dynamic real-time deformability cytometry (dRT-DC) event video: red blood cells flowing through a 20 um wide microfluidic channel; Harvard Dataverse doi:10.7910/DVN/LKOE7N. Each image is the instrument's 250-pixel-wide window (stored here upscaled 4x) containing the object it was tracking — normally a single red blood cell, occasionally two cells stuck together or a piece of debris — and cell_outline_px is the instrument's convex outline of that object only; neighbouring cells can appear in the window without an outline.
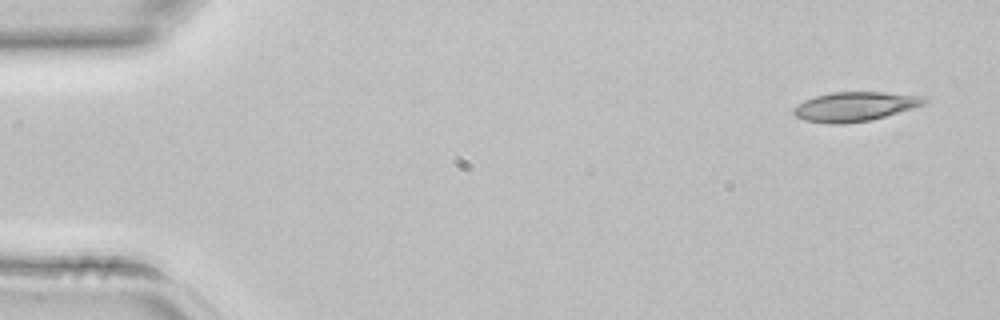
{"species": "common noctule bat (a hibernating species)", "species_latin": "Nyctalus noctula", "temperature_condition": "room temperature", "stored_images_in_passage": 3, "camera_frame_rate_fps": 3000, "um_per_image_px": 0.085, "animal": {"sex": "female", "body_mass_g": 22.7, "forearm_length_mm": 54.2}, "frame": {"image": 1, "passage_image": 1, "time_ms": 0.0, "image_size_px": [1000, 320], "cell_outline_px": [[928, 100], [924, 104], [912, 108], [872, 120], [840, 124], [828, 124], [804, 120], [796, 116], [792, 112], [792, 108], [804, 100], [816, 96], [832, 92], [884, 92], [928, 96]], "centroid_in_image_um": [72.67, 9.05], "position_along_channel_um": 12.3, "area_um2": 22.48}}
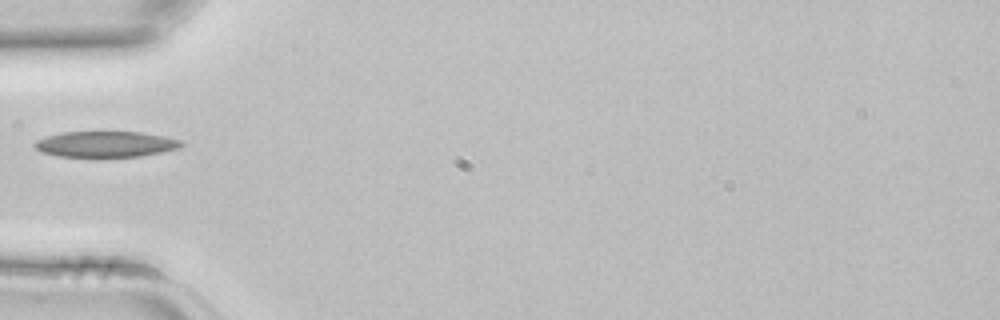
{"frame": {"image": 2, "passage_image": 3, "time_ms": 0.667, "image_size_px": [1000, 320], "cell_outline_px": [[184, 144], [180, 148], [140, 156], [56, 156], [40, 152], [32, 144], [36, 140], [48, 136], [64, 132], [140, 132], [180, 140]], "centroid_in_image_um": [8.94, 12.25], "position_along_channel_um": 76.1, "area_um2": 21.73}}